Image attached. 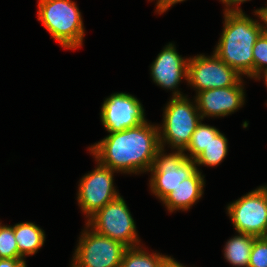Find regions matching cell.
<instances>
[{"mask_svg":"<svg viewBox=\"0 0 267 267\" xmlns=\"http://www.w3.org/2000/svg\"><path fill=\"white\" fill-rule=\"evenodd\" d=\"M0 267H27L25 259H0Z\"/></svg>","mask_w":267,"mask_h":267,"instance_id":"484cf974","label":"cell"},{"mask_svg":"<svg viewBox=\"0 0 267 267\" xmlns=\"http://www.w3.org/2000/svg\"><path fill=\"white\" fill-rule=\"evenodd\" d=\"M228 153V140L224 134L219 132L208 144L207 148L195 159L196 166H217L226 157Z\"/></svg>","mask_w":267,"mask_h":267,"instance_id":"ac0fdd59","label":"cell"},{"mask_svg":"<svg viewBox=\"0 0 267 267\" xmlns=\"http://www.w3.org/2000/svg\"><path fill=\"white\" fill-rule=\"evenodd\" d=\"M224 28L213 51L239 75L253 78V46L262 34L261 23L244 12H225Z\"/></svg>","mask_w":267,"mask_h":267,"instance_id":"7a4b0ae2","label":"cell"},{"mask_svg":"<svg viewBox=\"0 0 267 267\" xmlns=\"http://www.w3.org/2000/svg\"><path fill=\"white\" fill-rule=\"evenodd\" d=\"M220 1H222V3L225 4L224 6H226L224 9L225 12H243V10L239 7V5L250 0H220ZM233 6H235V8Z\"/></svg>","mask_w":267,"mask_h":267,"instance_id":"603a6c76","label":"cell"},{"mask_svg":"<svg viewBox=\"0 0 267 267\" xmlns=\"http://www.w3.org/2000/svg\"><path fill=\"white\" fill-rule=\"evenodd\" d=\"M163 267H186L183 264H181L180 262H177L174 258H172L171 256L167 258V260L165 261Z\"/></svg>","mask_w":267,"mask_h":267,"instance_id":"4316f807","label":"cell"},{"mask_svg":"<svg viewBox=\"0 0 267 267\" xmlns=\"http://www.w3.org/2000/svg\"><path fill=\"white\" fill-rule=\"evenodd\" d=\"M248 267H267V239L255 237Z\"/></svg>","mask_w":267,"mask_h":267,"instance_id":"7402d4cb","label":"cell"},{"mask_svg":"<svg viewBox=\"0 0 267 267\" xmlns=\"http://www.w3.org/2000/svg\"><path fill=\"white\" fill-rule=\"evenodd\" d=\"M255 236L239 233L229 239L224 248V258L235 267H248Z\"/></svg>","mask_w":267,"mask_h":267,"instance_id":"2e32d148","label":"cell"},{"mask_svg":"<svg viewBox=\"0 0 267 267\" xmlns=\"http://www.w3.org/2000/svg\"><path fill=\"white\" fill-rule=\"evenodd\" d=\"M219 132L217 128L203 124L201 121L192 134L190 143L184 150V152L188 151L190 153L189 156L186 154L187 158L194 160L207 148L208 144Z\"/></svg>","mask_w":267,"mask_h":267,"instance_id":"d6986e66","label":"cell"},{"mask_svg":"<svg viewBox=\"0 0 267 267\" xmlns=\"http://www.w3.org/2000/svg\"><path fill=\"white\" fill-rule=\"evenodd\" d=\"M20 256L34 255L44 245L45 233L32 222L17 223L13 226Z\"/></svg>","mask_w":267,"mask_h":267,"instance_id":"9a60e30c","label":"cell"},{"mask_svg":"<svg viewBox=\"0 0 267 267\" xmlns=\"http://www.w3.org/2000/svg\"><path fill=\"white\" fill-rule=\"evenodd\" d=\"M226 209L237 233L263 237L267 230V185L240 197Z\"/></svg>","mask_w":267,"mask_h":267,"instance_id":"ba28073f","label":"cell"},{"mask_svg":"<svg viewBox=\"0 0 267 267\" xmlns=\"http://www.w3.org/2000/svg\"><path fill=\"white\" fill-rule=\"evenodd\" d=\"M189 58L181 57L175 45L169 43L157 55L150 66V74L154 83L161 88L172 90V97L184 96L178 89L182 79L187 81Z\"/></svg>","mask_w":267,"mask_h":267,"instance_id":"4fadbf2b","label":"cell"},{"mask_svg":"<svg viewBox=\"0 0 267 267\" xmlns=\"http://www.w3.org/2000/svg\"><path fill=\"white\" fill-rule=\"evenodd\" d=\"M261 78H264L265 85L267 86V68L261 71L260 74H258L254 79L260 80Z\"/></svg>","mask_w":267,"mask_h":267,"instance_id":"83f0119b","label":"cell"},{"mask_svg":"<svg viewBox=\"0 0 267 267\" xmlns=\"http://www.w3.org/2000/svg\"><path fill=\"white\" fill-rule=\"evenodd\" d=\"M254 13H255L254 15L258 16L260 21L262 22L261 23L262 34L267 35V6L255 10Z\"/></svg>","mask_w":267,"mask_h":267,"instance_id":"d4e9b609","label":"cell"},{"mask_svg":"<svg viewBox=\"0 0 267 267\" xmlns=\"http://www.w3.org/2000/svg\"><path fill=\"white\" fill-rule=\"evenodd\" d=\"M86 224L97 233L119 241L127 247L140 245L136 224L120 195L87 219Z\"/></svg>","mask_w":267,"mask_h":267,"instance_id":"5b68a950","label":"cell"},{"mask_svg":"<svg viewBox=\"0 0 267 267\" xmlns=\"http://www.w3.org/2000/svg\"><path fill=\"white\" fill-rule=\"evenodd\" d=\"M267 68V35L261 34L253 46V78Z\"/></svg>","mask_w":267,"mask_h":267,"instance_id":"44dd1931","label":"cell"},{"mask_svg":"<svg viewBox=\"0 0 267 267\" xmlns=\"http://www.w3.org/2000/svg\"><path fill=\"white\" fill-rule=\"evenodd\" d=\"M96 162V168L81 178L77 192L78 205L88 219L119 196L113 184L115 171Z\"/></svg>","mask_w":267,"mask_h":267,"instance_id":"9c48e42d","label":"cell"},{"mask_svg":"<svg viewBox=\"0 0 267 267\" xmlns=\"http://www.w3.org/2000/svg\"><path fill=\"white\" fill-rule=\"evenodd\" d=\"M38 20L52 38L65 49L82 46L84 23L78 6L72 0H39Z\"/></svg>","mask_w":267,"mask_h":267,"instance_id":"3957f363","label":"cell"},{"mask_svg":"<svg viewBox=\"0 0 267 267\" xmlns=\"http://www.w3.org/2000/svg\"><path fill=\"white\" fill-rule=\"evenodd\" d=\"M241 78L214 52L211 56L200 54L189 58L187 82L197 92L234 86Z\"/></svg>","mask_w":267,"mask_h":267,"instance_id":"30bf717a","label":"cell"},{"mask_svg":"<svg viewBox=\"0 0 267 267\" xmlns=\"http://www.w3.org/2000/svg\"><path fill=\"white\" fill-rule=\"evenodd\" d=\"M195 103V104H194ZM194 103L187 96L171 97L164 108L163 124L158 126L162 149L169 144L171 149L184 151L190 143L192 134L203 120Z\"/></svg>","mask_w":267,"mask_h":267,"instance_id":"277c9868","label":"cell"},{"mask_svg":"<svg viewBox=\"0 0 267 267\" xmlns=\"http://www.w3.org/2000/svg\"><path fill=\"white\" fill-rule=\"evenodd\" d=\"M142 103L129 93H114L102 104L100 118L109 133L120 132L144 123L146 120Z\"/></svg>","mask_w":267,"mask_h":267,"instance_id":"8fae6325","label":"cell"},{"mask_svg":"<svg viewBox=\"0 0 267 267\" xmlns=\"http://www.w3.org/2000/svg\"><path fill=\"white\" fill-rule=\"evenodd\" d=\"M183 1L185 0H157L156 12L158 14H162L166 12L170 7L175 5L176 3L183 2Z\"/></svg>","mask_w":267,"mask_h":267,"instance_id":"cb8c5ba5","label":"cell"},{"mask_svg":"<svg viewBox=\"0 0 267 267\" xmlns=\"http://www.w3.org/2000/svg\"><path fill=\"white\" fill-rule=\"evenodd\" d=\"M0 259H23L18 251L13 226L0 223Z\"/></svg>","mask_w":267,"mask_h":267,"instance_id":"ffe728a7","label":"cell"},{"mask_svg":"<svg viewBox=\"0 0 267 267\" xmlns=\"http://www.w3.org/2000/svg\"><path fill=\"white\" fill-rule=\"evenodd\" d=\"M263 237H265L267 239V230H266V232H265Z\"/></svg>","mask_w":267,"mask_h":267,"instance_id":"f1b7e54d","label":"cell"},{"mask_svg":"<svg viewBox=\"0 0 267 267\" xmlns=\"http://www.w3.org/2000/svg\"><path fill=\"white\" fill-rule=\"evenodd\" d=\"M204 185V175L197 169L189 178L180 182L162 203L170 213L175 210L187 211L202 197Z\"/></svg>","mask_w":267,"mask_h":267,"instance_id":"5bb4252c","label":"cell"},{"mask_svg":"<svg viewBox=\"0 0 267 267\" xmlns=\"http://www.w3.org/2000/svg\"><path fill=\"white\" fill-rule=\"evenodd\" d=\"M164 149L157 152L151 172L149 187L151 193L162 201L180 182L189 178L198 167L195 161L187 158L184 151H175L169 154Z\"/></svg>","mask_w":267,"mask_h":267,"instance_id":"52a82bcc","label":"cell"},{"mask_svg":"<svg viewBox=\"0 0 267 267\" xmlns=\"http://www.w3.org/2000/svg\"><path fill=\"white\" fill-rule=\"evenodd\" d=\"M160 149L158 124L145 121L136 127L109 133L88 150L95 161L111 170L137 175L149 171Z\"/></svg>","mask_w":267,"mask_h":267,"instance_id":"6da1fadb","label":"cell"},{"mask_svg":"<svg viewBox=\"0 0 267 267\" xmlns=\"http://www.w3.org/2000/svg\"><path fill=\"white\" fill-rule=\"evenodd\" d=\"M85 226L74 251L71 267H120L128 247L97 233L87 224Z\"/></svg>","mask_w":267,"mask_h":267,"instance_id":"8992f818","label":"cell"},{"mask_svg":"<svg viewBox=\"0 0 267 267\" xmlns=\"http://www.w3.org/2000/svg\"><path fill=\"white\" fill-rule=\"evenodd\" d=\"M168 255L148 253L141 246L128 247L123 255L120 267H163Z\"/></svg>","mask_w":267,"mask_h":267,"instance_id":"e0dca14e","label":"cell"},{"mask_svg":"<svg viewBox=\"0 0 267 267\" xmlns=\"http://www.w3.org/2000/svg\"><path fill=\"white\" fill-rule=\"evenodd\" d=\"M241 78L234 86L196 92L195 102L202 119L225 117L236 112L245 103V90Z\"/></svg>","mask_w":267,"mask_h":267,"instance_id":"7c38bea8","label":"cell"}]
</instances>
